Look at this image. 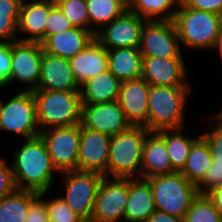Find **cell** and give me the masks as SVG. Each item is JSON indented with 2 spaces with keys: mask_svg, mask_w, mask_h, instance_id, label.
<instances>
[{
  "mask_svg": "<svg viewBox=\"0 0 222 222\" xmlns=\"http://www.w3.org/2000/svg\"><path fill=\"white\" fill-rule=\"evenodd\" d=\"M20 147L13 150L11 162L17 189L37 193L50 192L55 173L46 145L40 136L25 139Z\"/></svg>",
  "mask_w": 222,
  "mask_h": 222,
  "instance_id": "6da1fadb",
  "label": "cell"
},
{
  "mask_svg": "<svg viewBox=\"0 0 222 222\" xmlns=\"http://www.w3.org/2000/svg\"><path fill=\"white\" fill-rule=\"evenodd\" d=\"M192 86H150L147 121L148 131L185 128L186 107Z\"/></svg>",
  "mask_w": 222,
  "mask_h": 222,
  "instance_id": "7a4b0ae2",
  "label": "cell"
},
{
  "mask_svg": "<svg viewBox=\"0 0 222 222\" xmlns=\"http://www.w3.org/2000/svg\"><path fill=\"white\" fill-rule=\"evenodd\" d=\"M173 22L180 47L187 50H213L222 28V15L185 6L181 1Z\"/></svg>",
  "mask_w": 222,
  "mask_h": 222,
  "instance_id": "3957f363",
  "label": "cell"
},
{
  "mask_svg": "<svg viewBox=\"0 0 222 222\" xmlns=\"http://www.w3.org/2000/svg\"><path fill=\"white\" fill-rule=\"evenodd\" d=\"M36 118L40 131L51 127L80 124L81 91L33 90Z\"/></svg>",
  "mask_w": 222,
  "mask_h": 222,
  "instance_id": "277c9868",
  "label": "cell"
},
{
  "mask_svg": "<svg viewBox=\"0 0 222 222\" xmlns=\"http://www.w3.org/2000/svg\"><path fill=\"white\" fill-rule=\"evenodd\" d=\"M149 132L142 125H132L111 137L107 177H140L142 148Z\"/></svg>",
  "mask_w": 222,
  "mask_h": 222,
  "instance_id": "5b68a950",
  "label": "cell"
},
{
  "mask_svg": "<svg viewBox=\"0 0 222 222\" xmlns=\"http://www.w3.org/2000/svg\"><path fill=\"white\" fill-rule=\"evenodd\" d=\"M155 209L184 219L192 200L198 195L197 187L181 172L148 178Z\"/></svg>",
  "mask_w": 222,
  "mask_h": 222,
  "instance_id": "8992f818",
  "label": "cell"
},
{
  "mask_svg": "<svg viewBox=\"0 0 222 222\" xmlns=\"http://www.w3.org/2000/svg\"><path fill=\"white\" fill-rule=\"evenodd\" d=\"M19 135L24 139L39 136L36 104L32 91L18 90L4 102L0 98V132Z\"/></svg>",
  "mask_w": 222,
  "mask_h": 222,
  "instance_id": "52a82bcc",
  "label": "cell"
},
{
  "mask_svg": "<svg viewBox=\"0 0 222 222\" xmlns=\"http://www.w3.org/2000/svg\"><path fill=\"white\" fill-rule=\"evenodd\" d=\"M65 195L59 196L85 222L90 221L94 200L103 174L93 171L72 170L59 173Z\"/></svg>",
  "mask_w": 222,
  "mask_h": 222,
  "instance_id": "ba28073f",
  "label": "cell"
},
{
  "mask_svg": "<svg viewBox=\"0 0 222 222\" xmlns=\"http://www.w3.org/2000/svg\"><path fill=\"white\" fill-rule=\"evenodd\" d=\"M129 178L103 176L89 222H124Z\"/></svg>",
  "mask_w": 222,
  "mask_h": 222,
  "instance_id": "9c48e42d",
  "label": "cell"
},
{
  "mask_svg": "<svg viewBox=\"0 0 222 222\" xmlns=\"http://www.w3.org/2000/svg\"><path fill=\"white\" fill-rule=\"evenodd\" d=\"M39 136L59 173L77 170L80 124L47 128Z\"/></svg>",
  "mask_w": 222,
  "mask_h": 222,
  "instance_id": "30bf717a",
  "label": "cell"
},
{
  "mask_svg": "<svg viewBox=\"0 0 222 222\" xmlns=\"http://www.w3.org/2000/svg\"><path fill=\"white\" fill-rule=\"evenodd\" d=\"M177 29L171 21H146L139 50L142 57L184 58Z\"/></svg>",
  "mask_w": 222,
  "mask_h": 222,
  "instance_id": "8fae6325",
  "label": "cell"
},
{
  "mask_svg": "<svg viewBox=\"0 0 222 222\" xmlns=\"http://www.w3.org/2000/svg\"><path fill=\"white\" fill-rule=\"evenodd\" d=\"M42 45L39 42L20 41L11 42V83H24L20 90L33 91L40 83V65Z\"/></svg>",
  "mask_w": 222,
  "mask_h": 222,
  "instance_id": "7c38bea8",
  "label": "cell"
},
{
  "mask_svg": "<svg viewBox=\"0 0 222 222\" xmlns=\"http://www.w3.org/2000/svg\"><path fill=\"white\" fill-rule=\"evenodd\" d=\"M146 19L126 10L111 23L95 33V39L107 50L114 48H139Z\"/></svg>",
  "mask_w": 222,
  "mask_h": 222,
  "instance_id": "4fadbf2b",
  "label": "cell"
},
{
  "mask_svg": "<svg viewBox=\"0 0 222 222\" xmlns=\"http://www.w3.org/2000/svg\"><path fill=\"white\" fill-rule=\"evenodd\" d=\"M82 127L114 136L132 124L126 119L117 100L105 103L82 104Z\"/></svg>",
  "mask_w": 222,
  "mask_h": 222,
  "instance_id": "5bb4252c",
  "label": "cell"
},
{
  "mask_svg": "<svg viewBox=\"0 0 222 222\" xmlns=\"http://www.w3.org/2000/svg\"><path fill=\"white\" fill-rule=\"evenodd\" d=\"M110 135L82 127L80 124V143L77 170L93 171L107 177Z\"/></svg>",
  "mask_w": 222,
  "mask_h": 222,
  "instance_id": "9a60e30c",
  "label": "cell"
},
{
  "mask_svg": "<svg viewBox=\"0 0 222 222\" xmlns=\"http://www.w3.org/2000/svg\"><path fill=\"white\" fill-rule=\"evenodd\" d=\"M184 58L143 57L142 78L150 86H191Z\"/></svg>",
  "mask_w": 222,
  "mask_h": 222,
  "instance_id": "2e32d148",
  "label": "cell"
},
{
  "mask_svg": "<svg viewBox=\"0 0 222 222\" xmlns=\"http://www.w3.org/2000/svg\"><path fill=\"white\" fill-rule=\"evenodd\" d=\"M149 88L142 77L121 82L117 101L132 125H143L147 121Z\"/></svg>",
  "mask_w": 222,
  "mask_h": 222,
  "instance_id": "e0dca14e",
  "label": "cell"
},
{
  "mask_svg": "<svg viewBox=\"0 0 222 222\" xmlns=\"http://www.w3.org/2000/svg\"><path fill=\"white\" fill-rule=\"evenodd\" d=\"M71 70L69 59L43 51L40 65V83L36 90H80Z\"/></svg>",
  "mask_w": 222,
  "mask_h": 222,
  "instance_id": "ac0fdd59",
  "label": "cell"
},
{
  "mask_svg": "<svg viewBox=\"0 0 222 222\" xmlns=\"http://www.w3.org/2000/svg\"><path fill=\"white\" fill-rule=\"evenodd\" d=\"M49 12L50 0H23L17 23L18 40L41 43Z\"/></svg>",
  "mask_w": 222,
  "mask_h": 222,
  "instance_id": "d6986e66",
  "label": "cell"
},
{
  "mask_svg": "<svg viewBox=\"0 0 222 222\" xmlns=\"http://www.w3.org/2000/svg\"><path fill=\"white\" fill-rule=\"evenodd\" d=\"M95 39V33L79 27H72L47 36L42 42L44 52L66 59L74 57Z\"/></svg>",
  "mask_w": 222,
  "mask_h": 222,
  "instance_id": "ffe728a7",
  "label": "cell"
},
{
  "mask_svg": "<svg viewBox=\"0 0 222 222\" xmlns=\"http://www.w3.org/2000/svg\"><path fill=\"white\" fill-rule=\"evenodd\" d=\"M174 172L165 140L156 131H150L143 143L140 177L148 179Z\"/></svg>",
  "mask_w": 222,
  "mask_h": 222,
  "instance_id": "44dd1931",
  "label": "cell"
},
{
  "mask_svg": "<svg viewBox=\"0 0 222 222\" xmlns=\"http://www.w3.org/2000/svg\"><path fill=\"white\" fill-rule=\"evenodd\" d=\"M77 84L81 87L90 78L108 69L107 49L94 39L85 49L69 59Z\"/></svg>",
  "mask_w": 222,
  "mask_h": 222,
  "instance_id": "7402d4cb",
  "label": "cell"
},
{
  "mask_svg": "<svg viewBox=\"0 0 222 222\" xmlns=\"http://www.w3.org/2000/svg\"><path fill=\"white\" fill-rule=\"evenodd\" d=\"M155 210L150 181L141 177L129 178L124 222H145Z\"/></svg>",
  "mask_w": 222,
  "mask_h": 222,
  "instance_id": "603a6c76",
  "label": "cell"
},
{
  "mask_svg": "<svg viewBox=\"0 0 222 222\" xmlns=\"http://www.w3.org/2000/svg\"><path fill=\"white\" fill-rule=\"evenodd\" d=\"M108 70L120 81L142 77L143 57L139 48H114L107 50Z\"/></svg>",
  "mask_w": 222,
  "mask_h": 222,
  "instance_id": "cb8c5ba5",
  "label": "cell"
},
{
  "mask_svg": "<svg viewBox=\"0 0 222 222\" xmlns=\"http://www.w3.org/2000/svg\"><path fill=\"white\" fill-rule=\"evenodd\" d=\"M121 82L108 69L89 79L81 86L82 104H96L115 101L118 98Z\"/></svg>",
  "mask_w": 222,
  "mask_h": 222,
  "instance_id": "d4e9b609",
  "label": "cell"
},
{
  "mask_svg": "<svg viewBox=\"0 0 222 222\" xmlns=\"http://www.w3.org/2000/svg\"><path fill=\"white\" fill-rule=\"evenodd\" d=\"M212 162L210 146L200 136L193 142L184 168L180 171L185 178L197 185L204 177Z\"/></svg>",
  "mask_w": 222,
  "mask_h": 222,
  "instance_id": "484cf974",
  "label": "cell"
},
{
  "mask_svg": "<svg viewBox=\"0 0 222 222\" xmlns=\"http://www.w3.org/2000/svg\"><path fill=\"white\" fill-rule=\"evenodd\" d=\"M156 132L165 140L172 169L175 172H180L185 166L193 142L200 135H197V137L194 138L188 135L186 136L184 128L162 129Z\"/></svg>",
  "mask_w": 222,
  "mask_h": 222,
  "instance_id": "4316f807",
  "label": "cell"
},
{
  "mask_svg": "<svg viewBox=\"0 0 222 222\" xmlns=\"http://www.w3.org/2000/svg\"><path fill=\"white\" fill-rule=\"evenodd\" d=\"M181 0H127V10L147 21H171Z\"/></svg>",
  "mask_w": 222,
  "mask_h": 222,
  "instance_id": "83f0119b",
  "label": "cell"
},
{
  "mask_svg": "<svg viewBox=\"0 0 222 222\" xmlns=\"http://www.w3.org/2000/svg\"><path fill=\"white\" fill-rule=\"evenodd\" d=\"M39 193L16 189L0 200V222H25L30 204Z\"/></svg>",
  "mask_w": 222,
  "mask_h": 222,
  "instance_id": "f1b7e54d",
  "label": "cell"
},
{
  "mask_svg": "<svg viewBox=\"0 0 222 222\" xmlns=\"http://www.w3.org/2000/svg\"><path fill=\"white\" fill-rule=\"evenodd\" d=\"M86 5L90 19V31L94 33L127 10V0H86Z\"/></svg>",
  "mask_w": 222,
  "mask_h": 222,
  "instance_id": "f546056e",
  "label": "cell"
},
{
  "mask_svg": "<svg viewBox=\"0 0 222 222\" xmlns=\"http://www.w3.org/2000/svg\"><path fill=\"white\" fill-rule=\"evenodd\" d=\"M23 0H0V41L18 40V20Z\"/></svg>",
  "mask_w": 222,
  "mask_h": 222,
  "instance_id": "4dcf8cb0",
  "label": "cell"
},
{
  "mask_svg": "<svg viewBox=\"0 0 222 222\" xmlns=\"http://www.w3.org/2000/svg\"><path fill=\"white\" fill-rule=\"evenodd\" d=\"M183 222H222V216L207 195L198 194L192 200Z\"/></svg>",
  "mask_w": 222,
  "mask_h": 222,
  "instance_id": "1f68e13d",
  "label": "cell"
},
{
  "mask_svg": "<svg viewBox=\"0 0 222 222\" xmlns=\"http://www.w3.org/2000/svg\"><path fill=\"white\" fill-rule=\"evenodd\" d=\"M55 3L74 27L90 30L86 0H56Z\"/></svg>",
  "mask_w": 222,
  "mask_h": 222,
  "instance_id": "d6a6232c",
  "label": "cell"
},
{
  "mask_svg": "<svg viewBox=\"0 0 222 222\" xmlns=\"http://www.w3.org/2000/svg\"><path fill=\"white\" fill-rule=\"evenodd\" d=\"M212 117L209 120L215 121L213 126H207V132L201 135L210 146L212 161L222 163V117L218 113H214Z\"/></svg>",
  "mask_w": 222,
  "mask_h": 222,
  "instance_id": "836d02e7",
  "label": "cell"
},
{
  "mask_svg": "<svg viewBox=\"0 0 222 222\" xmlns=\"http://www.w3.org/2000/svg\"><path fill=\"white\" fill-rule=\"evenodd\" d=\"M44 200L50 222H85L59 196Z\"/></svg>",
  "mask_w": 222,
  "mask_h": 222,
  "instance_id": "e575fe53",
  "label": "cell"
},
{
  "mask_svg": "<svg viewBox=\"0 0 222 222\" xmlns=\"http://www.w3.org/2000/svg\"><path fill=\"white\" fill-rule=\"evenodd\" d=\"M74 27L66 18L55 1L50 0V12L46 20L45 38L47 36L66 31Z\"/></svg>",
  "mask_w": 222,
  "mask_h": 222,
  "instance_id": "d590c367",
  "label": "cell"
},
{
  "mask_svg": "<svg viewBox=\"0 0 222 222\" xmlns=\"http://www.w3.org/2000/svg\"><path fill=\"white\" fill-rule=\"evenodd\" d=\"M222 186V163L211 162L203 179L196 185L200 195H206L210 191Z\"/></svg>",
  "mask_w": 222,
  "mask_h": 222,
  "instance_id": "8d00e7d4",
  "label": "cell"
},
{
  "mask_svg": "<svg viewBox=\"0 0 222 222\" xmlns=\"http://www.w3.org/2000/svg\"><path fill=\"white\" fill-rule=\"evenodd\" d=\"M49 192L39 193V196L30 204L25 222H50L46 201L43 199Z\"/></svg>",
  "mask_w": 222,
  "mask_h": 222,
  "instance_id": "74e56055",
  "label": "cell"
},
{
  "mask_svg": "<svg viewBox=\"0 0 222 222\" xmlns=\"http://www.w3.org/2000/svg\"><path fill=\"white\" fill-rule=\"evenodd\" d=\"M16 189L11 162L8 164V161L0 156V200Z\"/></svg>",
  "mask_w": 222,
  "mask_h": 222,
  "instance_id": "f35d334b",
  "label": "cell"
},
{
  "mask_svg": "<svg viewBox=\"0 0 222 222\" xmlns=\"http://www.w3.org/2000/svg\"><path fill=\"white\" fill-rule=\"evenodd\" d=\"M10 74L11 42L0 41V87L7 88L9 86Z\"/></svg>",
  "mask_w": 222,
  "mask_h": 222,
  "instance_id": "ab89813d",
  "label": "cell"
},
{
  "mask_svg": "<svg viewBox=\"0 0 222 222\" xmlns=\"http://www.w3.org/2000/svg\"><path fill=\"white\" fill-rule=\"evenodd\" d=\"M181 2L189 8L222 15V0H181Z\"/></svg>",
  "mask_w": 222,
  "mask_h": 222,
  "instance_id": "60d3db41",
  "label": "cell"
},
{
  "mask_svg": "<svg viewBox=\"0 0 222 222\" xmlns=\"http://www.w3.org/2000/svg\"><path fill=\"white\" fill-rule=\"evenodd\" d=\"M145 222H183V219L163 211L155 210Z\"/></svg>",
  "mask_w": 222,
  "mask_h": 222,
  "instance_id": "b9f144b4",
  "label": "cell"
},
{
  "mask_svg": "<svg viewBox=\"0 0 222 222\" xmlns=\"http://www.w3.org/2000/svg\"><path fill=\"white\" fill-rule=\"evenodd\" d=\"M206 195L212 201L213 205L222 216V186L210 191Z\"/></svg>",
  "mask_w": 222,
  "mask_h": 222,
  "instance_id": "7bdbcfd3",
  "label": "cell"
},
{
  "mask_svg": "<svg viewBox=\"0 0 222 222\" xmlns=\"http://www.w3.org/2000/svg\"><path fill=\"white\" fill-rule=\"evenodd\" d=\"M217 49V51L219 52L218 54L220 55V61L222 62V28L220 31L219 36L216 39L215 45L213 47V50Z\"/></svg>",
  "mask_w": 222,
  "mask_h": 222,
  "instance_id": "ee69618b",
  "label": "cell"
},
{
  "mask_svg": "<svg viewBox=\"0 0 222 222\" xmlns=\"http://www.w3.org/2000/svg\"><path fill=\"white\" fill-rule=\"evenodd\" d=\"M217 113L222 117V107H221L220 111H217Z\"/></svg>",
  "mask_w": 222,
  "mask_h": 222,
  "instance_id": "f6af8a7d",
  "label": "cell"
}]
</instances>
